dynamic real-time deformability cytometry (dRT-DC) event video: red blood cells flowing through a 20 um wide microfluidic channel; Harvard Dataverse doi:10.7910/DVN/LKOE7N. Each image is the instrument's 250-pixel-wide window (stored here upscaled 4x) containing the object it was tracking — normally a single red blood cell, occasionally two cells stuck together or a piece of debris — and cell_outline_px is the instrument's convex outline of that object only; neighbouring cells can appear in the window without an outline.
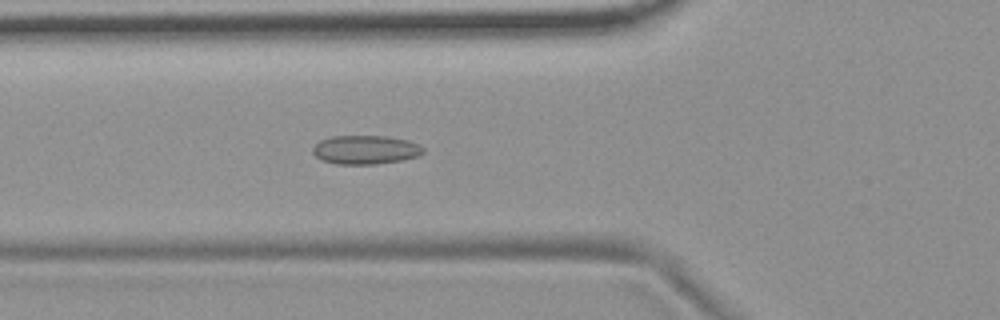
{"species": "common noctule bat (a hibernating species)", "species_latin": "Nyctalus noctula", "temperature_condition": "room temperature", "stored_images_in_passage": 45, "camera_frame_rate_fps": 3000, "um_per_image_px": 0.085, "animal": {"sex": "female", "body_mass_g": 19.9}, "frame": {"image": 1, "passage_image": 10, "time_ms": 3.0, "image_size_px": [1000, 320], "cell_outline_px": [[424, 152], [420, 156], [404, 160], [376, 164], [336, 164], [324, 160], [316, 156], [312, 152], [312, 148], [320, 140], [332, 136], [384, 136], [408, 140], [424, 148]], "centroid_in_image_um": [31.08, 12.73], "position_along_channel_um": 94.7, "area_um2": 18.55}}
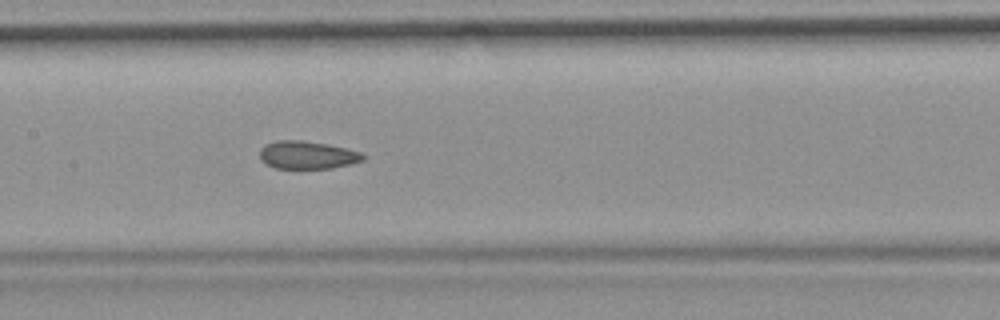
{"frame": {"image": 2, "passage_image": 17, "time_ms": 5.333, "image_size_px": [1000, 320], "cell_outline_px": [[364, 160], [352, 164], [332, 168], [276, 168], [260, 160], [260, 148], [264, 144], [276, 140], [300, 140], [328, 144], [348, 148], [364, 152]], "centroid_in_image_um": [26.15, 13.16], "position_along_channel_um": 181.2, "area_um2": 16.99}}
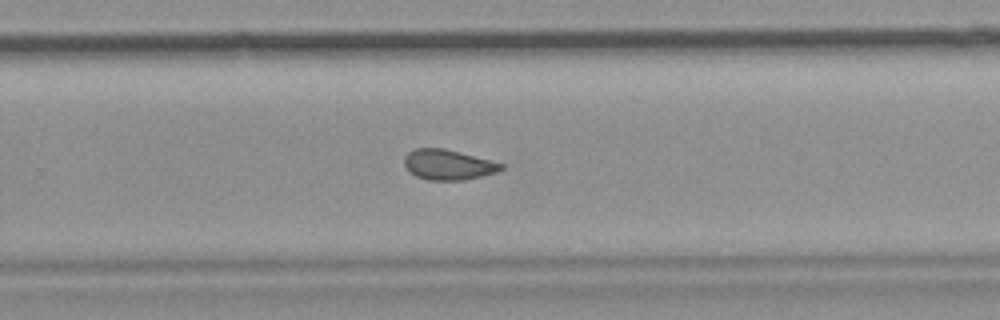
{"frame": {"image": 3, "passage_image": 26, "time_ms": 8.333, "image_size_px": [1000, 320], "cell_outline_px": [[504, 168], [496, 172], [464, 180], [428, 180], [416, 176], [408, 172], [404, 164], [404, 156], [408, 152], [416, 148], [444, 148], [504, 164]], "centroid_in_image_um": [38.04, 14.0], "position_along_channel_um": 291.8, "area_um2": 16.99}, "authors_computed_cell_mechanics": {"area_um2": 17.4556, "velocity_mm_per_s": 3.6964, "shape_relaxation_time_tau1_ms": null, "shape_relaxation_time_tau2_ms": 2.3186, "deformation_change_tau1": null, "deformation_change_tau2": 0.0678}}